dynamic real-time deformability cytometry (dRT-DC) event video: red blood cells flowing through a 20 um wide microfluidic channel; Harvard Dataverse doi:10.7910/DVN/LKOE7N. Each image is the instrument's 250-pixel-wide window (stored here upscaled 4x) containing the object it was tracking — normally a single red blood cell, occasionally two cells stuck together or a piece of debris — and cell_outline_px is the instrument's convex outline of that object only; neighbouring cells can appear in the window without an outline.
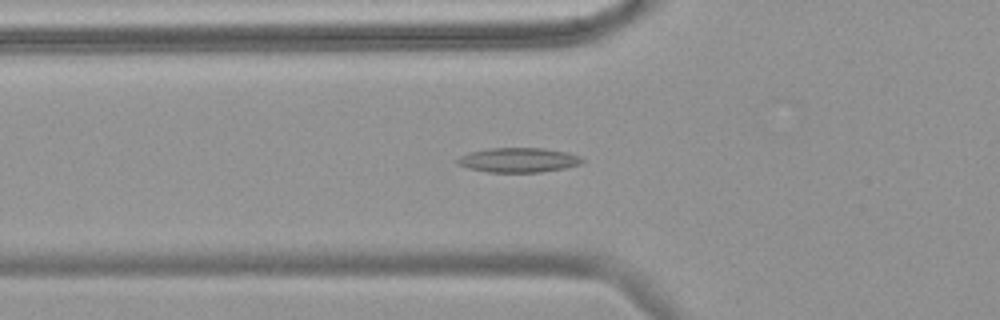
{"species": "common noctule bat (a hibernating species)", "species_latin": "Nyctalus noctula", "temperature_condition": "warm", "stored_images_in_passage": 44, "camera_frame_rate_fps": 3000, "um_per_image_px": 0.085, "animal": {"sex": "female", "body_mass_g": 18.4}, "frame": {"image": 1, "passage_image": 15, "time_ms": 4.667, "image_size_px": [1000, 320], "cell_outline_px": [[584, 160], [580, 164], [564, 168], [540, 172], [488, 172], [468, 168], [456, 164], [456, 160], [460, 156], [468, 152], [488, 148], [544, 148], [568, 152], [580, 156]], "centroid_in_image_um": [44.04, 13.59], "position_along_channel_um": 81.8, "area_um2": 17.98}}
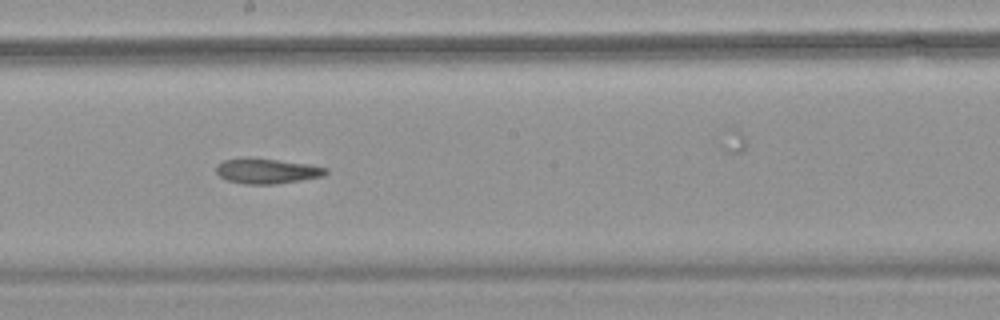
{"frame": {"image": 2, "passage_image": 27, "time_ms": 8.667, "image_size_px": [1000, 320], "cell_outline_px": [[328, 172], [324, 176], [276, 184], [244, 184], [228, 180], [220, 176], [216, 172], [216, 164], [224, 160], [244, 156], [248, 156], [308, 164], [328, 168]], "centroid_in_image_um": [22.65, 14.51], "position_along_channel_um": 225.5, "area_um2": 16.3}}
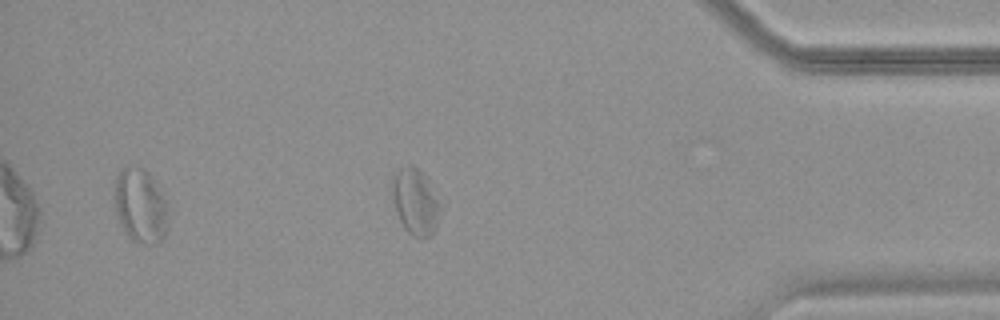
{"frame": {"image": 3, "passage_image": 44, "time_ms": 14.333, "image_size_px": [1000, 320], "cell_outline_px": [[444, 208], [436, 228], [432, 236], [420, 240], [412, 236], [404, 228], [400, 220], [396, 208], [392, 192], [392, 180], [396, 172], [400, 168], [408, 164], [412, 164], [424, 176], [444, 204]], "centroid_in_image_um": [35.38, 17.21], "position_along_channel_um": 399.8, "area_um2": 19.02}, "authors_computed_cell_mechanics": {"area_um2": 17.2244, "velocity_mm_per_s": 3.6019, "shape_relaxation_time_tau1_ms": null, "shape_relaxation_time_tau2_ms": 9.0639, "deformation_change_tau1": null, "deformation_change_tau2": 0.1897}}